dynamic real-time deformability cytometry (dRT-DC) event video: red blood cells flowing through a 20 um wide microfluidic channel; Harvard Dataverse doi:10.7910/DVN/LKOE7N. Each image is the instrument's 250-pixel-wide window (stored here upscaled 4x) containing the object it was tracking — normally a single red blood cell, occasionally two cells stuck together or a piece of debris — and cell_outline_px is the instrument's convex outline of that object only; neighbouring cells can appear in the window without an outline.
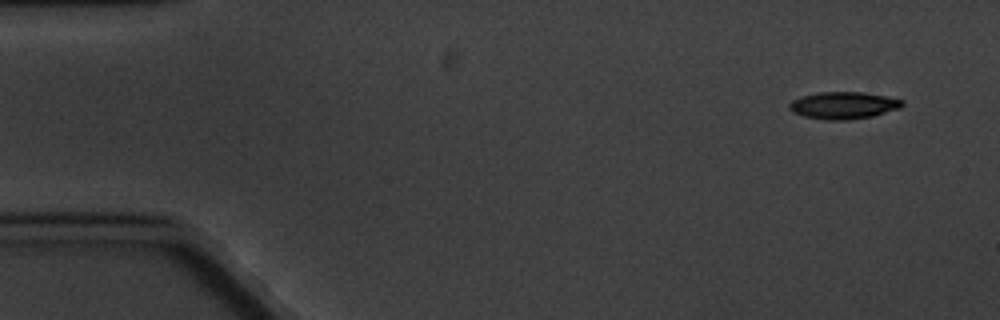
{"species": "common noctule bat (a hibernating species)", "species_latin": "Nyctalus noctula", "temperature_condition": "cold", "stored_images_in_passage": 6, "camera_frame_rate_fps": 3000, "um_per_image_px": 0.085, "animal": {"sex": "male", "body_mass_g": 20.1, "forearm_length_mm": 53.5}, "frame": {"image": 1, "passage_image": 1, "time_ms": 0.0, "image_size_px": [1000, 320], "cell_outline_px": [[904, 104], [900, 108], [872, 116], [848, 120], [828, 120], [804, 116], [792, 112], [788, 108], [788, 104], [792, 100], [804, 96], [820, 92], [864, 92], [888, 96], [904, 100]], "centroid_in_image_um": [71.71, 8.95], "position_along_channel_um": 13.3, "area_um2": 17.86}}